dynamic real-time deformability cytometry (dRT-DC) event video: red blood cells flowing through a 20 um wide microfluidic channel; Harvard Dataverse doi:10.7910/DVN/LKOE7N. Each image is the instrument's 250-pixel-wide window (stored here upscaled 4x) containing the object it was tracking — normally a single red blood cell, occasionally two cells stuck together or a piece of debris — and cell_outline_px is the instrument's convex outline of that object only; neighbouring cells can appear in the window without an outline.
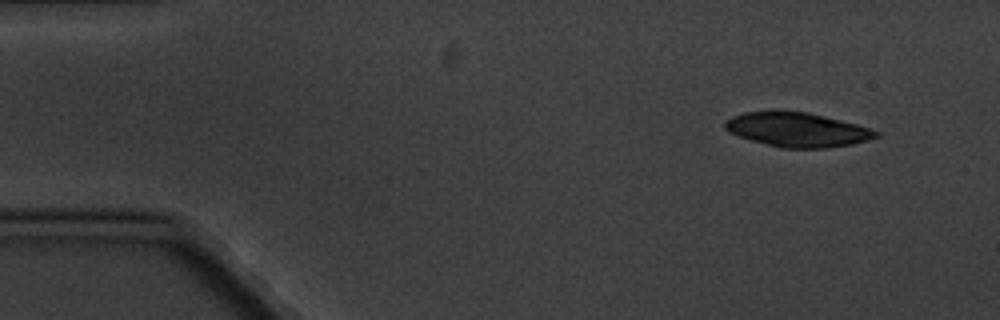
{"species": "common noctule bat (a hibernating species)", "species_latin": "Nyctalus noctula", "temperature_condition": "cold", "stored_images_in_passage": 6, "camera_frame_rate_fps": 3000, "um_per_image_px": 0.085, "animal": {"sex": "male", "body_mass_g": 20.1, "forearm_length_mm": 53.5}, "frame": {"image": 1, "passage_image": 1, "time_ms": 0.0, "image_size_px": [1000, 320], "cell_outline_px": [[880, 136], [868, 140], [852, 144], [824, 148], [780, 148], [752, 140], [728, 132], [724, 128], [724, 120], [732, 116], [744, 112], [808, 112], [856, 124], [880, 132]], "centroid_in_image_um": [67.76, 11.03], "position_along_channel_um": 17.2, "area_um2": 29.82}}
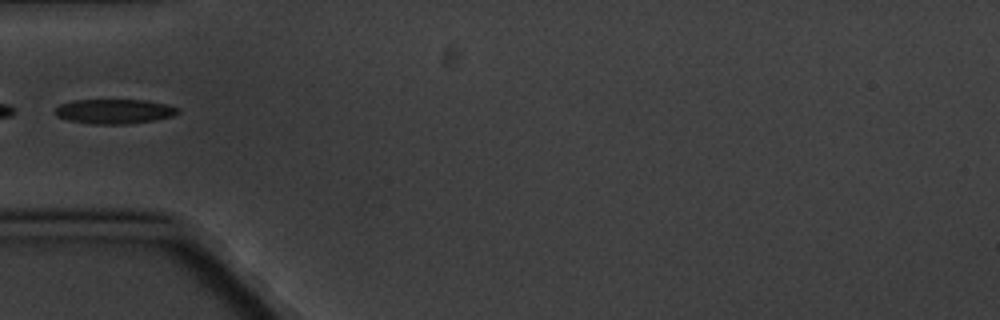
{"frame": {"image": 2, "passage_image": 5, "time_ms": 4.667, "image_size_px": [1000, 320], "cell_outline_px": [[180, 112], [172, 116], [152, 120], [128, 124], [92, 124], [68, 120], [56, 116], [56, 108], [60, 104], [72, 100], [144, 100], [168, 104], [180, 108]], "centroid_in_image_um": [9.73, 9.46], "position_along_channel_um": 75.3, "area_um2": 17.63}}